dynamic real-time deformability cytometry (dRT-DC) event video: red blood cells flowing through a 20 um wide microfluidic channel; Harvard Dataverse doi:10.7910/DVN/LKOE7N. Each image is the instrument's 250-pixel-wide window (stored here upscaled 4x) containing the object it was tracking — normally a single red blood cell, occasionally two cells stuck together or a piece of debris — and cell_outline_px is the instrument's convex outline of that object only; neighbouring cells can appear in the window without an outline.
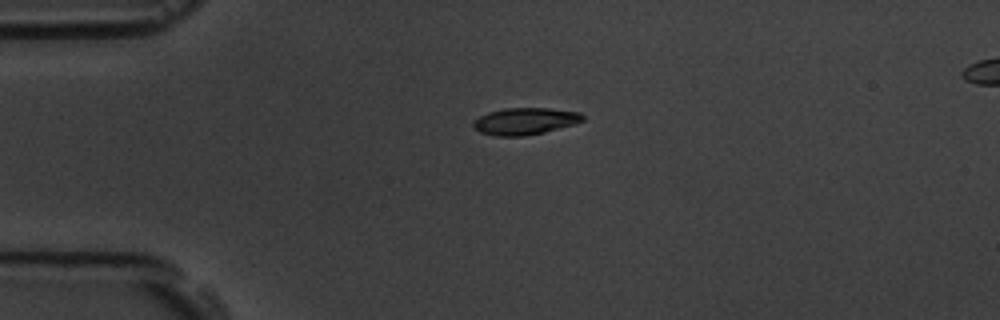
{"species": "common noctule bat (a hibernating species)", "species_latin": "Nyctalus noctula", "temperature_condition": "room temperature", "stored_images_in_passage": 3, "segment_of_instrument_passage": [1, 2], "camera_frame_rate_fps": 3000, "um_per_image_px": 0.085, "animal": {"sex": "male", "body_mass_g": 19.5, "forearm_length_mm": 54.6}, "frame": {"image": 1, "passage_image": 1, "time_ms": 0.0, "image_size_px": [1000, 320], "cell_outline_px": [[584, 120], [576, 124], [544, 132], [524, 136], [496, 136], [480, 132], [472, 124], [472, 120], [488, 112], [504, 108], [548, 108], [580, 112], [584, 116]], "centroid_in_image_um": [44.63, 10.3], "position_along_channel_um": 40.4, "area_um2": 17.22}}